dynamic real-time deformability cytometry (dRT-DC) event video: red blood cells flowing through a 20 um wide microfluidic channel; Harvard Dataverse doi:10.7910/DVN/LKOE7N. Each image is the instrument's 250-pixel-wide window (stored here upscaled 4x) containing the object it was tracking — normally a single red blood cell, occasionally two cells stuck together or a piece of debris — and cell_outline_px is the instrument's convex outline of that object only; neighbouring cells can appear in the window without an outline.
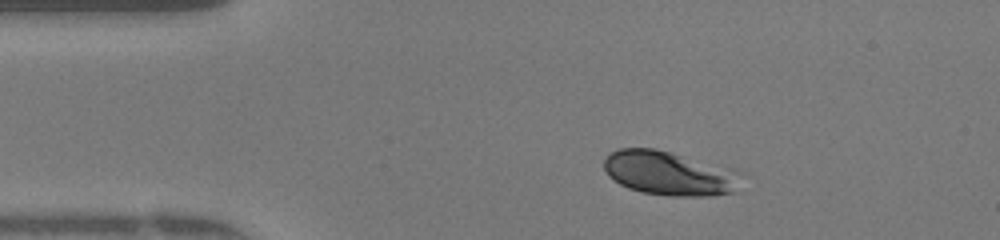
{"species": "human", "species_latin": "Homo sapiens", "temperature_condition": "warm", "stored_images_in_passage": 47, "camera_frame_rate_fps": 3000, "um_per_image_px": 0.085, "donor": {"sex": "female"}, "frame": {"image": 1, "passage_image": 7, "time_ms": 2.0, "image_size_px": [1000, 240], "cell_outline_px": [[748, 176], [732, 192], [712, 196], [672, 196], [640, 192], [628, 188], [620, 184], [608, 176], [604, 168], [604, 160], [608, 152], [620, 148], [656, 148], [736, 168], [744, 172]], "centroid_in_image_um": [56.98, 14.71], "position_along_channel_um": 28.0, "area_um2": 36.41}}
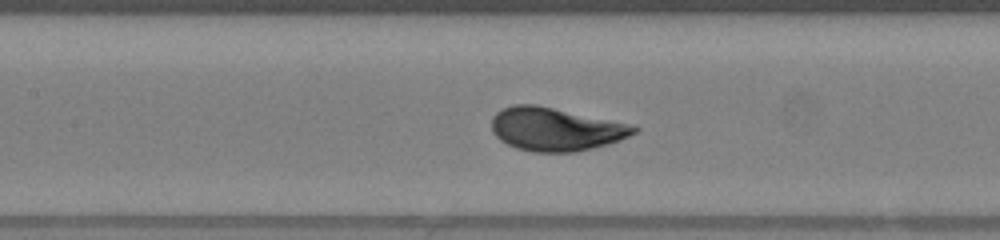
{"frame": {"image": 2, "passage_image": 20, "time_ms": 6.333, "image_size_px": [1000, 240], "cell_outline_px": [[640, 128], [636, 132], [620, 140], [608, 144], [576, 152], [532, 152], [516, 148], [500, 140], [492, 132], [492, 116], [496, 112], [512, 104], [536, 104], [632, 124]], "centroid_in_image_um": [47.22, 10.98], "position_along_channel_um": 160.2, "area_um2": 36.01}}
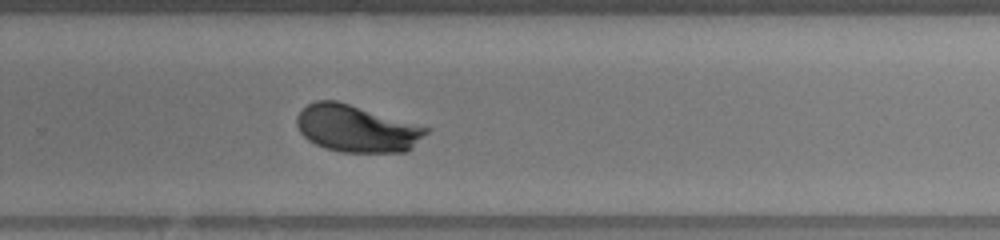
{"frame": {"image": 3, "passage_image": 30, "time_ms": 9.667, "image_size_px": [1000, 240], "cell_outline_px": [[432, 128], [428, 132], [404, 152], [344, 152], [324, 148], [308, 140], [300, 132], [296, 124], [296, 116], [308, 104], [316, 100], [336, 100]], "centroid_in_image_um": [30.29, 10.92], "position_along_channel_um": 299.5, "area_um2": 35.2}, "authors_computed_cell_mechanics": {"area_um2": 35.4314, "velocity_mm_per_s": 4.1875, "shape_relaxation_time_tau1_ms": 2.2011, "shape_relaxation_time_tau2_ms": null, "deformation_change_tau1": 0.1257, "deformation_change_tau2": null}}